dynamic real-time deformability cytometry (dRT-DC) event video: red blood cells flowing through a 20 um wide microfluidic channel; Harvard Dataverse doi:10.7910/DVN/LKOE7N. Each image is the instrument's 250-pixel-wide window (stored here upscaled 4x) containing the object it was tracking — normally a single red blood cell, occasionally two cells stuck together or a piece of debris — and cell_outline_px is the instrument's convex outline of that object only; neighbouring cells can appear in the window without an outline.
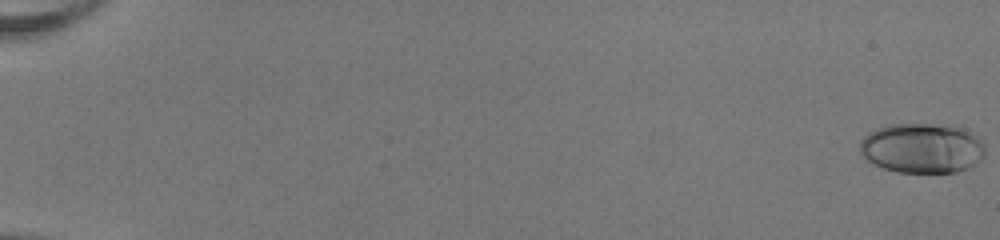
{"species": "human", "species_latin": "Homo sapiens", "temperature_condition": "room temperature", "stored_images_in_passage": 53, "camera_frame_rate_fps": 3000, "um_per_image_px": 0.085, "donor": {"sex": "female"}, "frame": {"image": 1, "passage_image": 1, "time_ms": 0.0, "image_size_px": [1000, 240], "cell_outline_px": [[984, 156], [976, 164], [968, 168], [956, 172], [896, 172], [872, 164], [860, 152], [860, 140], [868, 132], [876, 128], [888, 124], [932, 124], [964, 128], [984, 144]], "centroid_in_image_um": [78.35, 12.59], "position_along_channel_um": 6.7, "area_um2": 36.47}}
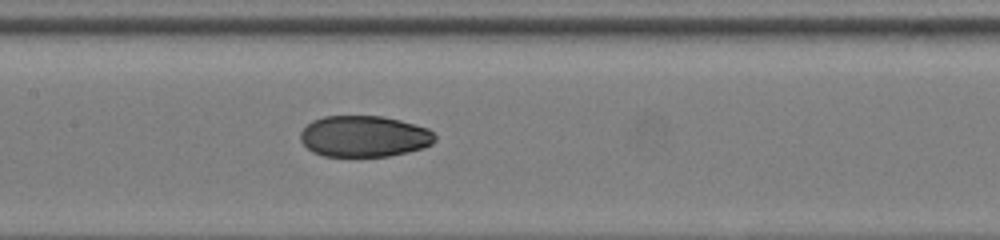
{"frame": {"image": 2, "passage_image": 29, "time_ms": 9.333, "image_size_px": [1000, 240], "cell_outline_px": [[436, 140], [432, 144], [408, 152], [388, 156], [324, 156], [312, 152], [300, 140], [300, 132], [312, 120], [324, 116], [384, 116], [400, 120], [428, 128], [436, 136]], "centroid_in_image_um": [30.95, 11.58], "position_along_channel_um": 176.5, "area_um2": 32.37}}
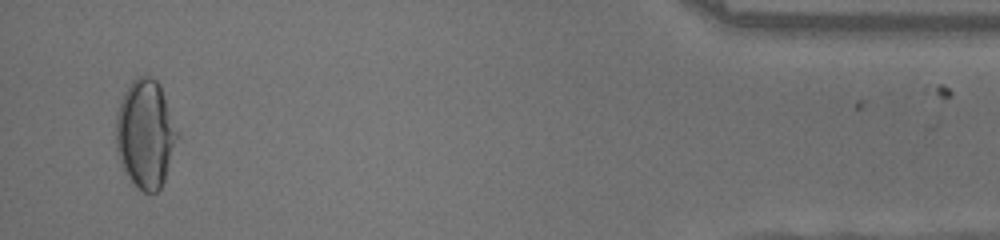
{"frame": {"image": 3, "passage_image": 52, "time_ms": 17.0, "image_size_px": [1000, 240], "cell_outline_px": [[180, 136], [164, 180], [160, 188], [156, 192], [144, 192], [124, 172], [120, 164], [116, 148], [116, 116], [120, 100], [124, 92], [132, 80], [136, 76], [152, 76], [160, 84], [180, 132]], "centroid_in_image_um": [12.38, 11.34], "position_along_channel_um": 422.8, "area_um2": 39.25}, "authors_computed_cell_mechanics": {"area_um2": 33.5818, "velocity_mm_per_s": 4.049, "shape_relaxation_time_tau1_ms": 6.9932, "shape_relaxation_time_tau2_ms": 1.1322, "deformation_change_tau1": 0.2504, "deformation_change_tau2": 0.0418}}